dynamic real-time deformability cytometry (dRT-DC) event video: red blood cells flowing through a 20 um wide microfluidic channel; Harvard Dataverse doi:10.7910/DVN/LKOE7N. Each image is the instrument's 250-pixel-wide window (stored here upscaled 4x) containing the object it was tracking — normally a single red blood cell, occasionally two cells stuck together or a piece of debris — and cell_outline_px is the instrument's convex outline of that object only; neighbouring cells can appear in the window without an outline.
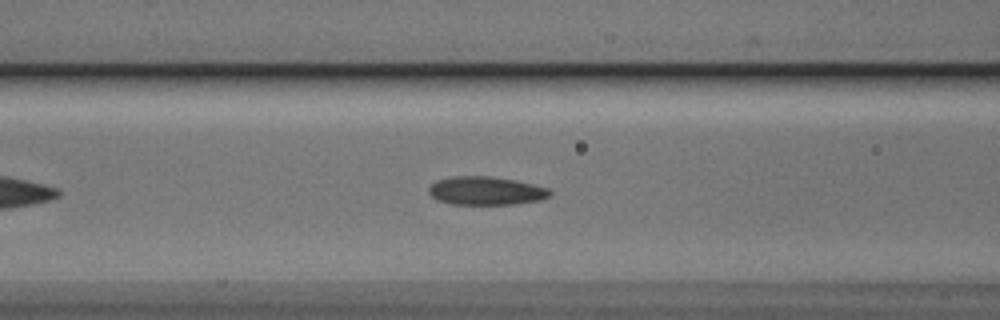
{"species": "Egyptian fruit bat (a non-hibernating species)", "species_latin": "Rousettus aegyptiacus", "temperature_condition": "cold", "stored_images_in_passage": 36, "camera_frame_rate_fps": 3000, "um_per_image_px": 0.085, "animal": {"sex": "male"}, "frame": {"image": 1, "passage_image": 7, "time_ms": 2.0, "image_size_px": [1000, 320], "cell_outline_px": [[552, 196], [540, 200], [516, 204], [452, 204], [436, 200], [428, 192], [428, 188], [436, 180], [452, 176], [488, 176], [516, 180], [548, 188], [552, 192]], "centroid_in_image_um": [41.31, 16.22], "position_along_channel_um": 125.3, "area_um2": 20.17}}
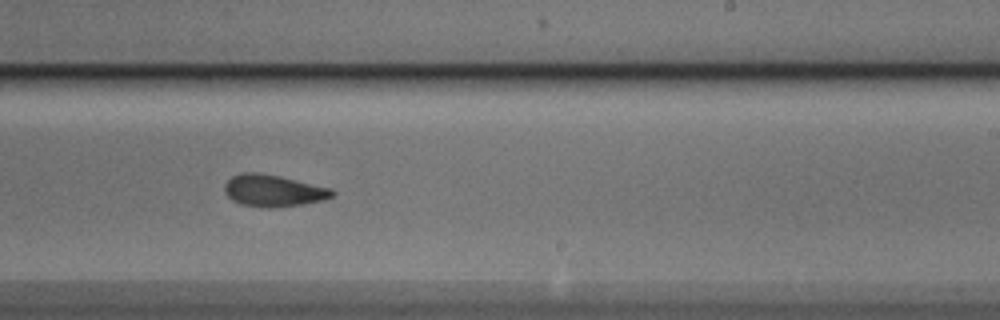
{"frame": {"image": 2, "passage_image": 18, "time_ms": 5.667, "image_size_px": [1000, 320], "cell_outline_px": [[336, 196], [324, 200], [304, 204], [268, 208], [240, 204], [232, 200], [224, 192], [224, 184], [232, 176], [244, 172], [260, 172], [280, 176], [332, 188], [336, 192]], "centroid_in_image_um": [23.26, 16.2], "position_along_channel_um": 265.7, "area_um2": 20.23}}
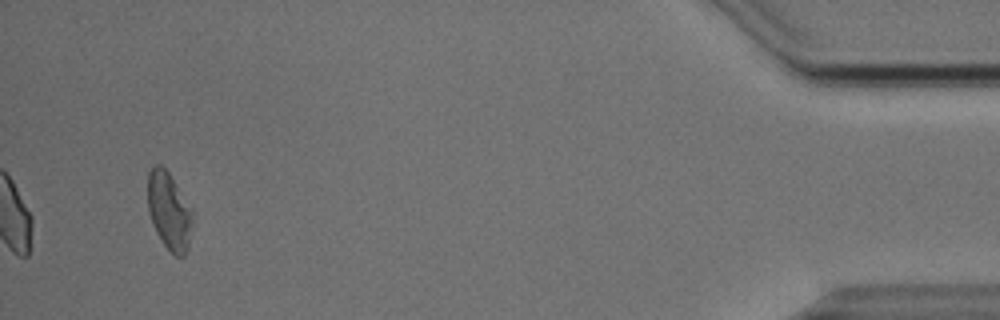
{"frame": {"image": 3, "passage_image": 36, "time_ms": 11.667, "image_size_px": [1000, 320], "cell_outline_px": [[192, 212], [188, 248], [184, 256], [176, 256], [164, 244], [156, 232], [148, 212], [148, 172], [156, 164], [160, 164], [168, 172]], "centroid_in_image_um": [14.34, 17.94], "position_along_channel_um": 420.9, "area_um2": 19.54}, "authors_computed_cell_mechanics": {"area_um2": 19.7098, "velocity_mm_per_s": 3.8361, "shape_relaxation_time_tau1_ms": 6.5389, "shape_relaxation_time_tau2_ms": 4.1385, "deformation_change_tau1": 0.1977, "deformation_change_tau2": 0.1022}}